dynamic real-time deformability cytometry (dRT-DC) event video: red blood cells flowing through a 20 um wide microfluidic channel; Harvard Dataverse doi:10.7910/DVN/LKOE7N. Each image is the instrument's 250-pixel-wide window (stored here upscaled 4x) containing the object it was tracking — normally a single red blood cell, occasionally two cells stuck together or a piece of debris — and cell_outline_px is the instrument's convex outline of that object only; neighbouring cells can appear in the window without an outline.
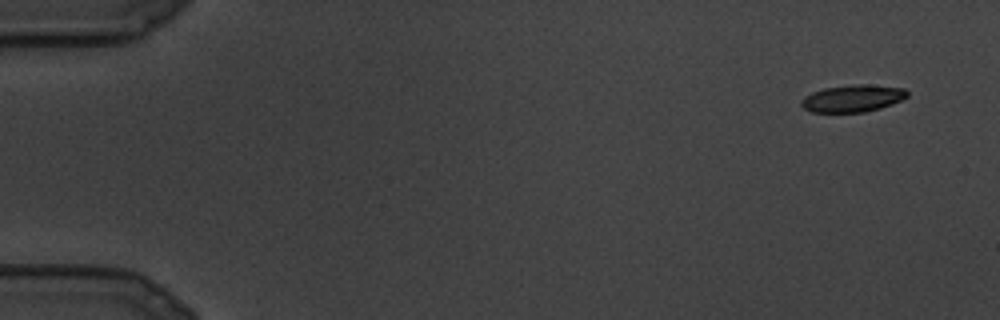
{"species": "common noctule bat (a hibernating species)", "species_latin": "Nyctalus noctula", "temperature_condition": "cold", "stored_images_in_passage": 10, "camera_frame_rate_fps": 3000, "um_per_image_px": 0.085, "animal": {"sex": "male", "body_mass_g": 19.5, "forearm_length_mm": 54.6}, "frame": {"image": 1, "passage_image": 1, "time_ms": 0.0, "image_size_px": [1000, 320], "cell_outline_px": [[908, 96], [892, 104], [880, 108], [864, 112], [812, 112], [804, 108], [800, 104], [800, 100], [804, 96], [812, 92], [824, 88], [856, 84], [864, 84], [904, 88], [908, 92]], "centroid_in_image_um": [72.45, 8.36], "position_along_channel_um": 12.5, "area_um2": 16.7}}
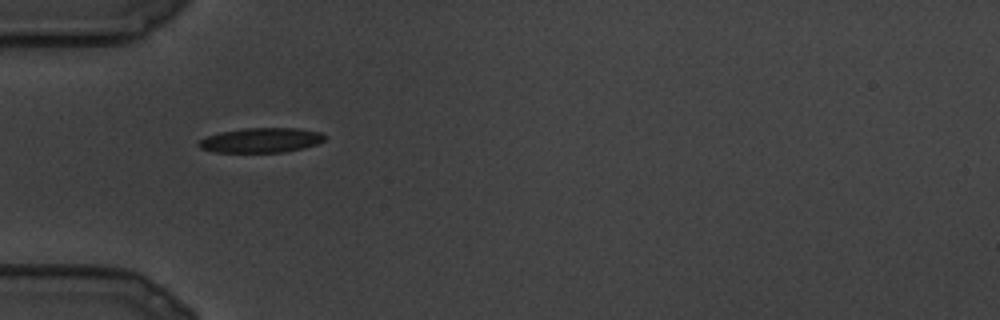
{"frame": {"image": 2, "passage_image": 9, "time_ms": 2.667, "image_size_px": [1000, 320], "cell_outline_px": [[328, 136], [324, 140], [316, 144], [304, 148], [284, 152], [212, 152], [200, 148], [196, 144], [200, 140], [208, 136], [220, 132], [244, 128], [300, 128], [320, 132]], "centroid_in_image_um": [22.21, 11.92], "position_along_channel_um": 62.8, "area_um2": 18.26}}